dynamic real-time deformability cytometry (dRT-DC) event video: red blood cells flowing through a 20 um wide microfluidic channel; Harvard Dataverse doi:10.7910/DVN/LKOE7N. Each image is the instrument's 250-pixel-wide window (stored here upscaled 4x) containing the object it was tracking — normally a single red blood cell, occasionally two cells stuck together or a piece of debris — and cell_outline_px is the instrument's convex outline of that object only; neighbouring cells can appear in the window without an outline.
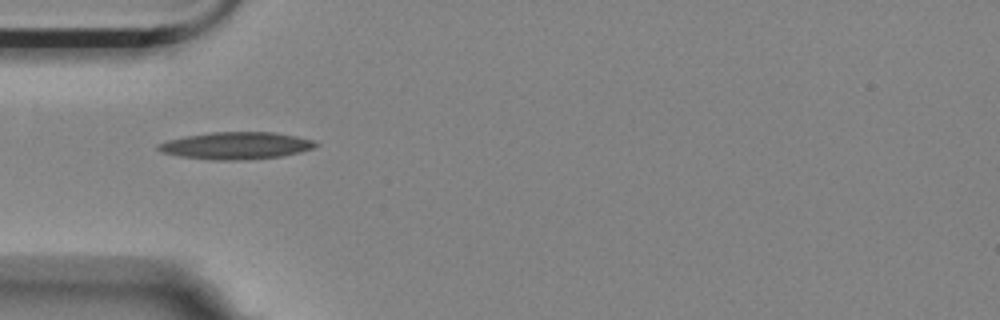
{"species": "Egyptian fruit bat (a non-hibernating species)", "species_latin": "Rousettus aegyptiacus", "temperature_condition": "room temperature", "stored_images_in_passage": 3, "camera_frame_rate_fps": 3000, "um_per_image_px": 0.085, "animal": {"sex": "female"}, "frame": {"image": 1, "passage_image": 1, "time_ms": 0.0, "image_size_px": [1000, 320], "cell_outline_px": [[320, 144], [312, 148], [300, 152], [280, 156], [244, 160], [216, 160], [180, 156], [160, 152], [156, 148], [156, 144], [168, 140], [184, 136], [212, 132], [276, 132], [296, 136], [312, 140]], "centroid_in_image_um": [20.04, 12.37], "position_along_channel_um": 65.0, "area_um2": 24.91}}
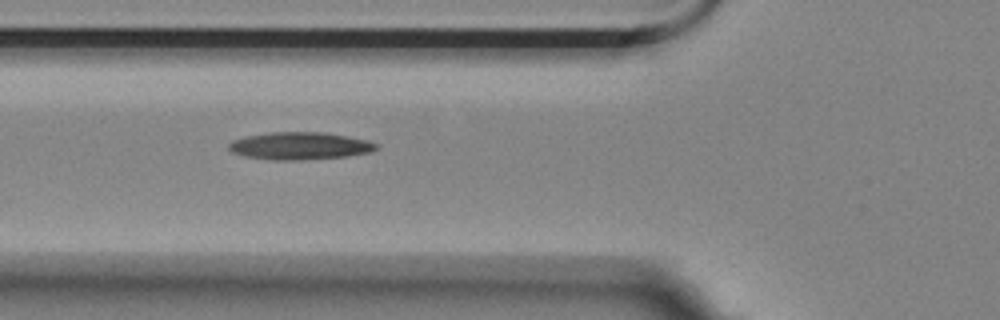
{"frame": {"image": 2, "passage_image": 2, "time_ms": 0.333, "image_size_px": [1000, 320], "cell_outline_px": [[380, 144], [372, 152], [348, 156], [292, 160], [276, 160], [244, 156], [232, 152], [228, 148], [228, 144], [232, 140], [244, 136], [272, 132], [324, 132], [368, 140]], "centroid_in_image_um": [25.48, 12.39], "position_along_channel_um": 100.3, "area_um2": 23.58}}
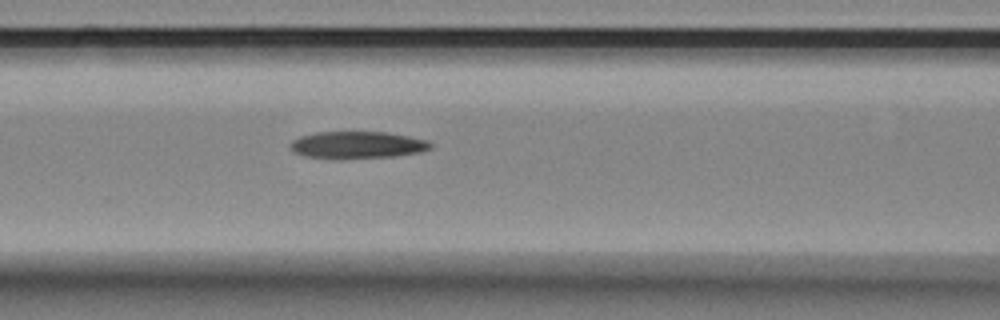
{"frame": {"image": 3, "passage_image": 3, "time_ms": 0.667, "image_size_px": [1000, 320], "cell_outline_px": [[432, 148], [420, 152], [396, 156], [344, 160], [332, 160], [304, 156], [292, 152], [292, 140], [300, 136], [316, 132], [388, 132], [428, 140], [432, 144]], "centroid_in_image_um": [30.36, 12.35], "position_along_channel_um": 136.2, "area_um2": 22.72}}